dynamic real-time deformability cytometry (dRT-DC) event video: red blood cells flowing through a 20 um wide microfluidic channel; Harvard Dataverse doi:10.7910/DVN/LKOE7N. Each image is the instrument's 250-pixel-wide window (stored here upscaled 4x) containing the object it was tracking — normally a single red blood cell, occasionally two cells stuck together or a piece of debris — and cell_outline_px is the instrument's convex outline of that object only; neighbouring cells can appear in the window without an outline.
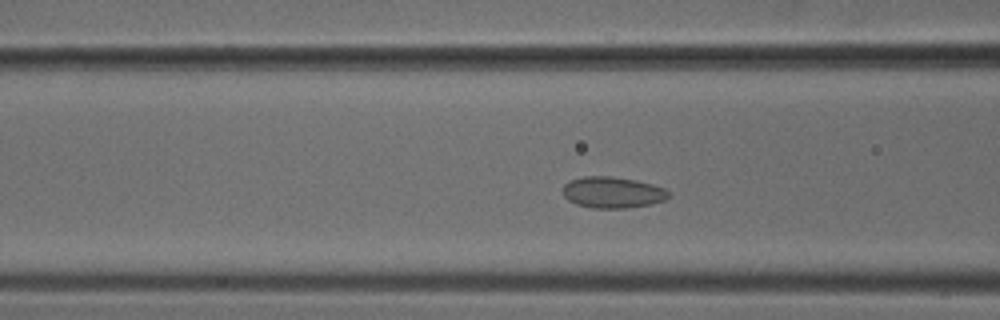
{"species": "common noctule bat (a hibernating species)", "species_latin": "Nyctalus noctula", "temperature_condition": "cold", "stored_images_in_passage": 45, "camera_frame_rate_fps": 3000, "um_per_image_px": 0.085, "animal": {"sex": "male", "body_mass_g": 18.8}, "frame": {"image": 1, "passage_image": 14, "time_ms": 4.333, "image_size_px": [1000, 320], "cell_outline_px": [[672, 196], [664, 200], [652, 204], [628, 208], [592, 208], [576, 204], [568, 200], [564, 196], [564, 184], [568, 180], [584, 176], [608, 176], [636, 180], [652, 184], [664, 188]], "centroid_in_image_um": [52.07, 16.36], "position_along_channel_um": 114.5, "area_um2": 19.36}}
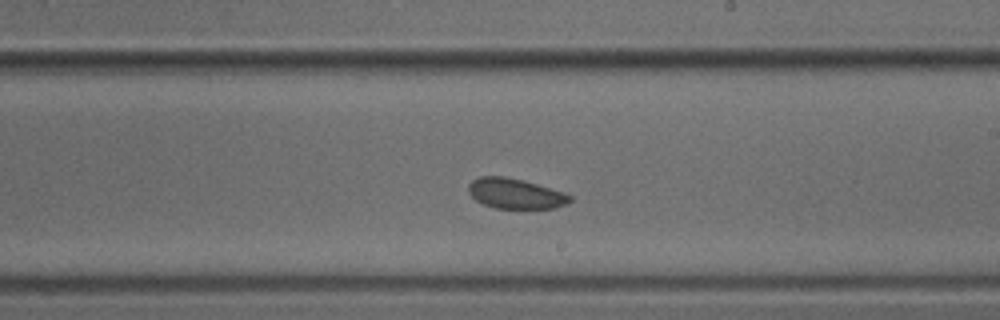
{"frame": {"image": 2, "passage_image": 24, "time_ms": 7.667, "image_size_px": [1000, 320], "cell_outline_px": [[572, 200], [568, 204], [552, 208], [496, 208], [484, 204], [476, 200], [468, 192], [468, 184], [472, 180], [480, 176], [504, 176], [524, 180], [564, 192], [572, 196]], "centroid_in_image_um": [43.81, 16.44], "position_along_channel_um": 245.2, "area_um2": 17.92}}
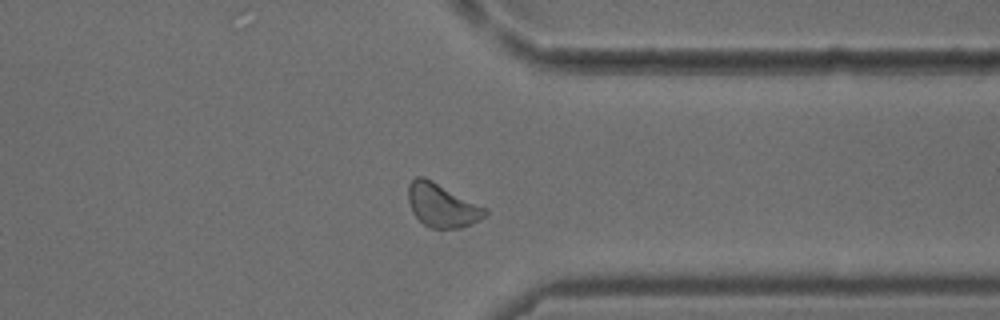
{"frame": {"image": 3, "passage_image": 34, "time_ms": 11.0, "image_size_px": [1000, 320], "cell_outline_px": [[488, 212], [480, 220], [460, 228], [432, 228], [424, 224], [412, 212], [408, 200], [408, 184], [416, 176], [424, 176], [488, 208]], "centroid_in_image_um": [37.58, 17.44], "position_along_channel_um": 373.8, "area_um2": 19.54}}